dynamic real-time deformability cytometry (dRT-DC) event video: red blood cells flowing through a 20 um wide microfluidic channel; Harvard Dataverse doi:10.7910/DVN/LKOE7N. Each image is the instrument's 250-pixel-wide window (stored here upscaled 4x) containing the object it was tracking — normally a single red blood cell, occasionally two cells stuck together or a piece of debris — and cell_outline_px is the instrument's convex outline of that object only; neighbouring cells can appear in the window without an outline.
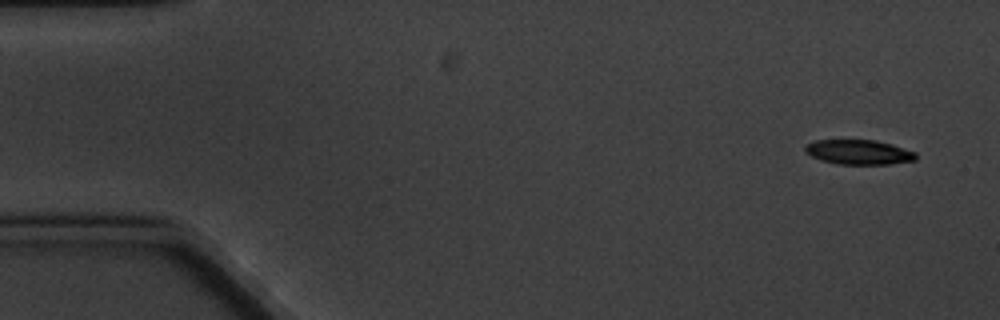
{"species": "common noctule bat (a hibernating species)", "species_latin": "Nyctalus noctula", "temperature_condition": "cold", "stored_images_in_passage": 5, "camera_frame_rate_fps": 3000, "um_per_image_px": 0.085, "animal": {"sex": "male", "body_mass_g": 20.1, "forearm_length_mm": 53.5}, "frame": {"image": 1, "passage_image": 1, "time_ms": 0.0, "image_size_px": [1000, 320], "cell_outline_px": [[916, 160], [888, 164], [836, 164], [820, 160], [804, 152], [804, 144], [816, 140], [876, 140], [892, 144], [916, 152]], "centroid_in_image_um": [72.96, 12.93], "position_along_channel_um": 12.0, "area_um2": 16.07}}
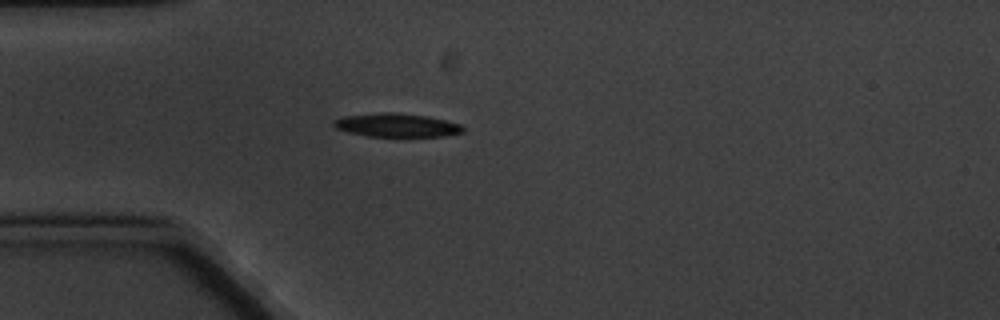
{"frame": {"image": 2, "passage_image": 5, "time_ms": 4.333, "image_size_px": [1000, 320], "cell_outline_px": [[464, 132], [444, 136], [368, 136], [348, 132], [336, 128], [332, 124], [332, 120], [344, 116], [384, 112], [392, 112], [428, 116], [460, 124], [464, 128]], "centroid_in_image_um": [33.7, 10.64], "position_along_channel_um": 51.3, "area_um2": 17.63}}